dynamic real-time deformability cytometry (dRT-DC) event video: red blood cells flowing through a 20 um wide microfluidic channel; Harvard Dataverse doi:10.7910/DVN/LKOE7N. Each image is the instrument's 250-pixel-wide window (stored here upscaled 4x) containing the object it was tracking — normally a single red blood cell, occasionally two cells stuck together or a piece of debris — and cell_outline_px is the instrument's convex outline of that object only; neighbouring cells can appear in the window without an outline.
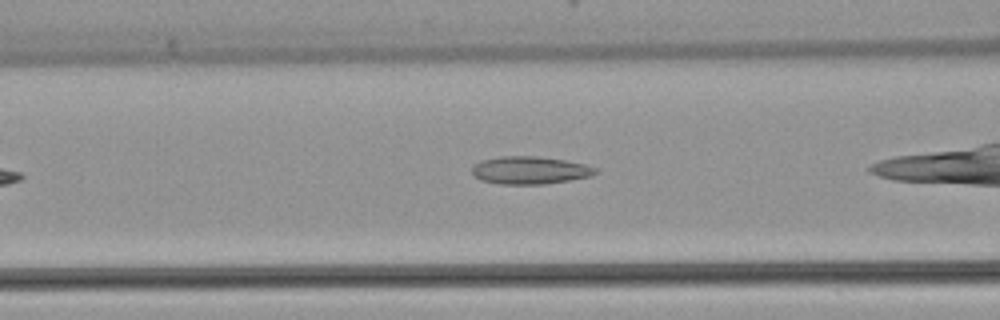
{"species": "common noctule bat (a hibernating species)", "species_latin": "Nyctalus noctula", "temperature_condition": "warm", "stored_images_in_passage": 6, "camera_frame_rate_fps": 3000, "um_per_image_px": 0.085, "animal": {"sex": "female", "body_mass_g": 22.7, "forearm_length_mm": 54.2}, "frame": {"image": 1, "passage_image": 5, "time_ms": 5.0, "image_size_px": [1000, 320], "cell_outline_px": [[600, 172], [592, 176], [544, 184], [500, 184], [480, 180], [472, 172], [472, 164], [480, 160], [500, 156], [536, 156], [564, 160], [584, 164], [596, 168]], "centroid_in_image_um": [45.02, 14.47], "position_along_channel_um": 121.6, "area_um2": 20.0}}